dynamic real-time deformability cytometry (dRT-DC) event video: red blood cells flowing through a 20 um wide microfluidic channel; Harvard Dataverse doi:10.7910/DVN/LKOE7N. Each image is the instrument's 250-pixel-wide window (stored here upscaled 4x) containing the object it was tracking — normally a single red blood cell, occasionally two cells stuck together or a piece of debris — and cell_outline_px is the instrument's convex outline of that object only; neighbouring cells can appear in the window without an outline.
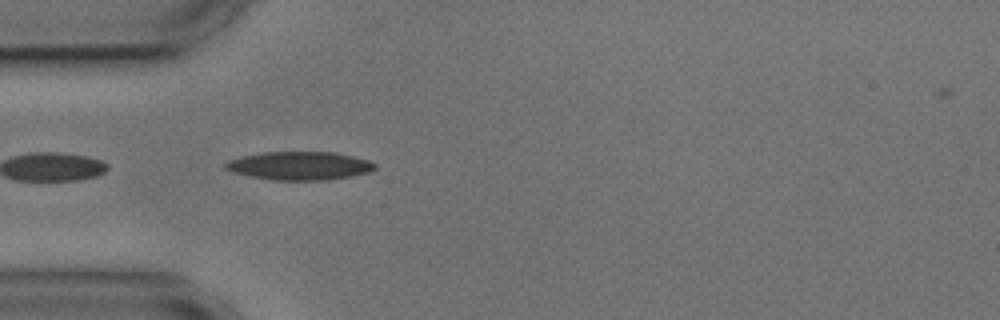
{"species": "common noctule bat (a hibernating species)", "species_latin": "Nyctalus noctula", "temperature_condition": "cold", "stored_images_in_passage": 4, "camera_frame_rate_fps": 3000, "um_per_image_px": 0.085, "animal": {"sex": "male", "body_mass_g": 17.9, "forearm_length_mm": 54.2}, "frame": {"image": 1, "passage_image": 4, "time_ms": 4.333, "image_size_px": [1000, 320], "cell_outline_px": [[376, 168], [372, 172], [328, 180], [272, 180], [252, 176], [236, 172], [224, 168], [224, 164], [228, 160], [244, 156], [264, 152], [336, 152], [368, 160], [376, 164]], "centroid_in_image_um": [25.51, 14.09], "position_along_channel_um": 59.5, "area_um2": 24.57}}